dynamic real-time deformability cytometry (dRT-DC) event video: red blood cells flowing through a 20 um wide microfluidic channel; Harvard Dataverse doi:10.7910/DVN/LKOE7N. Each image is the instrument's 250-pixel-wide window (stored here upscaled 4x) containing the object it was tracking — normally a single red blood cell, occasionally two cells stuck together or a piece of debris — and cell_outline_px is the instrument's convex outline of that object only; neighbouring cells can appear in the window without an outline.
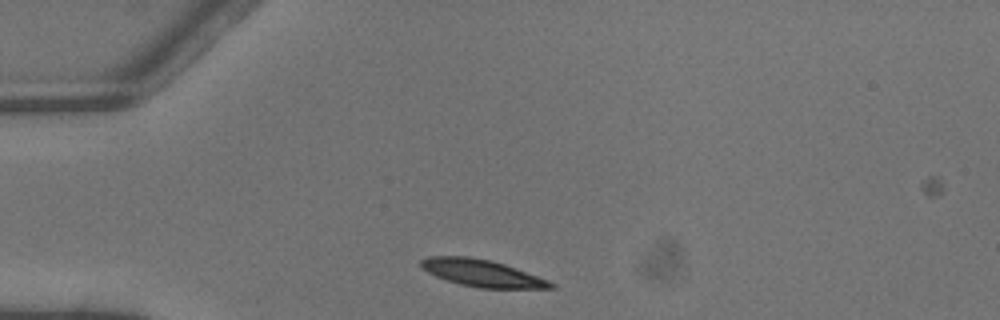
{"species": "common noctule bat (a hibernating species)", "species_latin": "Nyctalus noctula", "temperature_condition": "warm", "stored_images_in_passage": 2, "camera_frame_rate_fps": 3000, "um_per_image_px": 0.085, "animal": {"sex": "male", "body_mass_g": 13.3}, "frame": {"image": 1, "passage_image": 1, "time_ms": 0.0, "image_size_px": [1000, 320], "cell_outline_px": [[556, 288], [480, 288], [460, 284], [436, 276], [420, 268], [420, 260], [428, 256], [468, 256], [492, 260], [516, 268], [548, 280], [556, 284]], "centroid_in_image_um": [40.95, 23.2], "position_along_channel_um": 44.0, "area_um2": 20.4}}
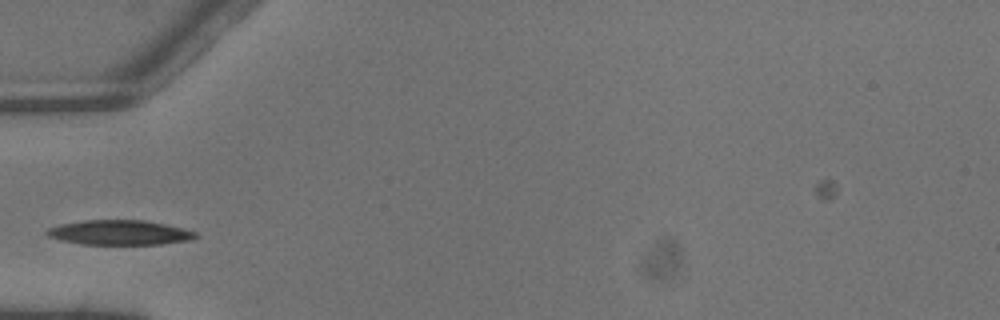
{"frame": {"image": 2, "passage_image": 2, "time_ms": 0.333, "image_size_px": [1000, 320], "cell_outline_px": [[200, 236], [192, 240], [160, 244], [80, 244], [60, 240], [48, 236], [44, 232], [48, 228], [60, 224], [84, 220], [144, 220], [184, 228], [196, 232]], "centroid_in_image_um": [10.18, 19.76], "position_along_channel_um": 74.8, "area_um2": 21.56}}